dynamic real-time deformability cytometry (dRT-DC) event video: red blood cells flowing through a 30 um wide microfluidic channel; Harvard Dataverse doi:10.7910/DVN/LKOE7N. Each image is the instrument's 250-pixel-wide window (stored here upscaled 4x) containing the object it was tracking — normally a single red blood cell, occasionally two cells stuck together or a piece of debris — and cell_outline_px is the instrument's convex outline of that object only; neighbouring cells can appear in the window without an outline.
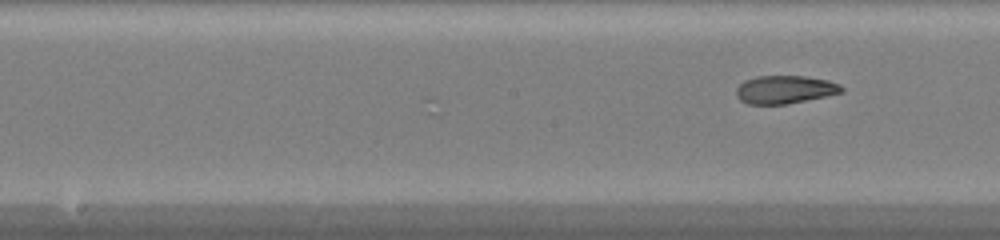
{"species": "common noctule bat (a hibernating species)", "species_latin": "Nyctalus noctula", "temperature_condition": "warm", "stored_images_in_passage": 9, "camera_frame_rate_fps": 3000, "um_per_image_px": 0.085, "animal": {"sex": "female", "body_mass_g": 20.0, "forearm_length_mm": 54.0}, "frame": {"image": 1, "passage_image": 9, "time_ms": 2.667, "image_size_px": [1000, 240], "cell_outline_px": [[844, 92], [788, 104], [748, 104], [740, 100], [736, 96], [736, 88], [744, 80], [756, 76], [804, 76], [828, 80], [840, 84], [844, 88]], "centroid_in_image_um": [66.71, 7.61], "position_along_channel_um": 181.5, "area_um2": 17.34}}